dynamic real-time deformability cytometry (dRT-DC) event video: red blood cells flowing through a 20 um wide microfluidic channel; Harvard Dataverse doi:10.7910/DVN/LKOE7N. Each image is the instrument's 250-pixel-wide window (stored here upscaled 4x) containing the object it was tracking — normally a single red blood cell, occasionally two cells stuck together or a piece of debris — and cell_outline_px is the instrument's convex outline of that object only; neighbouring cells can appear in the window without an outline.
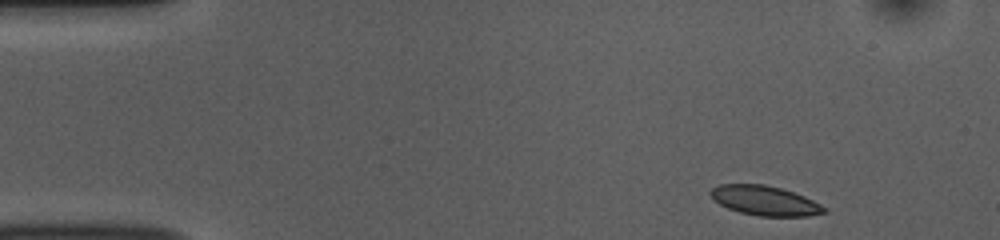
{"species": "common noctule bat (a hibernating species)", "species_latin": "Nyctalus noctula", "temperature_condition": "room temperature", "stored_images_in_passage": 49, "camera_frame_rate_fps": 3000, "um_per_image_px": 0.085, "animal": {"sex": "female", "body_mass_g": 10.0, "forearm_length_mm": 53.1}, "frame": {"image": 1, "passage_image": 1, "time_ms": 0.0, "image_size_px": [1000, 240], "cell_outline_px": [[828, 212], [808, 216], [760, 216], [740, 212], [728, 208], [712, 200], [708, 192], [712, 188], [720, 184], [764, 184], [780, 188], [804, 196], [828, 208]], "centroid_in_image_um": [65.0, 17.05], "position_along_channel_um": 20.0, "area_um2": 19.65}}
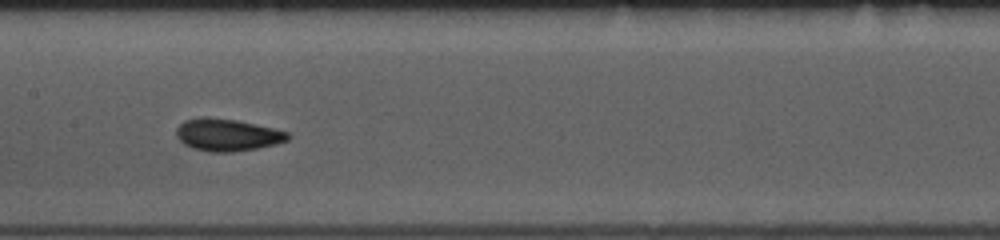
{"frame": {"image": 2, "passage_image": 21, "time_ms": 6.667, "image_size_px": [1000, 240], "cell_outline_px": [[292, 136], [288, 140], [276, 144], [256, 148], [232, 152], [208, 152], [192, 148], [184, 144], [176, 136], [176, 128], [184, 120], [200, 116], [208, 116], [236, 120], [272, 128], [288, 132]], "centroid_in_image_um": [19.29, 11.46], "position_along_channel_um": 188.1, "area_um2": 21.1}}
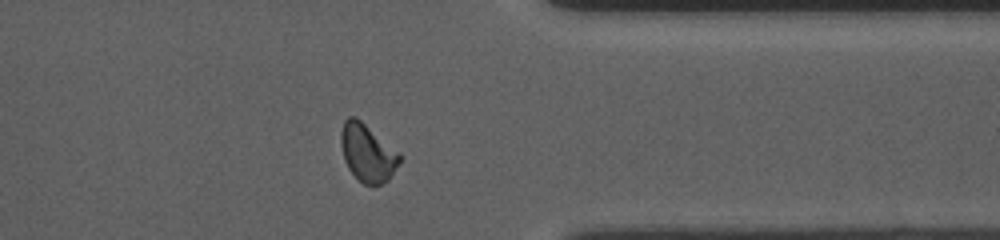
{"frame": {"image": 3, "passage_image": 37, "time_ms": 12.0, "image_size_px": [1000, 240], "cell_outline_px": [[404, 156], [388, 180], [384, 184], [372, 188], [364, 184], [348, 168], [344, 160], [340, 144], [340, 132], [344, 120], [348, 116], [356, 116], [400, 152]], "centroid_in_image_um": [31.25, 13.0], "position_along_channel_um": 380.1, "area_um2": 20.23}, "authors_computed_cell_mechanics": {"area_um2": 19.8254, "velocity_mm_per_s": 3.7687, "shape_relaxation_time_tau1_ms": 5.3652, "shape_relaxation_time_tau2_ms": 1.4224, "deformation_change_tau1": 0.1203, "deformation_change_tau2": 0.065}}